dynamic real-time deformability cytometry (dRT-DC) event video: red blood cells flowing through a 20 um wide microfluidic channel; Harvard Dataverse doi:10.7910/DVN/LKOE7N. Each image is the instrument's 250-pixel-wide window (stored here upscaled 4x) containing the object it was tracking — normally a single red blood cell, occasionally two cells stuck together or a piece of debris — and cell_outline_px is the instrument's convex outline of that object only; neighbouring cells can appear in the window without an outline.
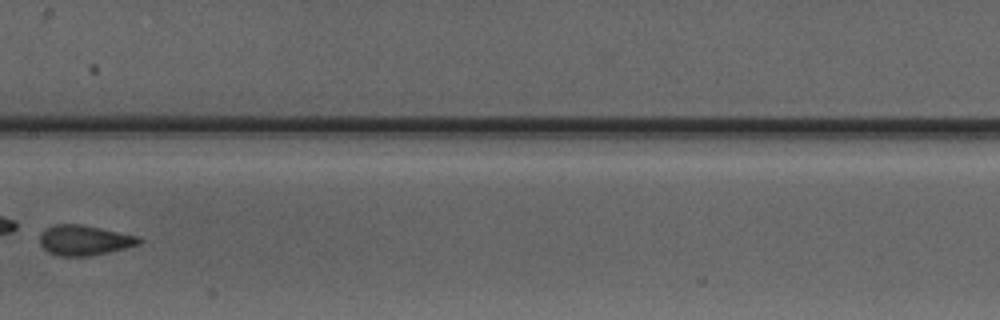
{"species": "Egyptian fruit bat (a non-hibernating species)", "species_latin": "Rousettus aegyptiacus", "temperature_condition": "warm", "stored_images_in_passage": 8, "camera_frame_rate_fps": 3000, "um_per_image_px": 0.085, "animal": {"sex": "male"}, "frame": {"image": 1, "passage_image": 7, "time_ms": 7.333, "image_size_px": [1000, 320], "cell_outline_px": [[144, 240], [140, 244], [92, 256], [60, 256], [48, 252], [40, 244], [40, 232], [44, 228], [56, 224], [80, 224], [140, 236]], "centroid_in_image_um": [7.17, 20.41], "position_along_channel_um": 200.2, "area_um2": 17.57}}
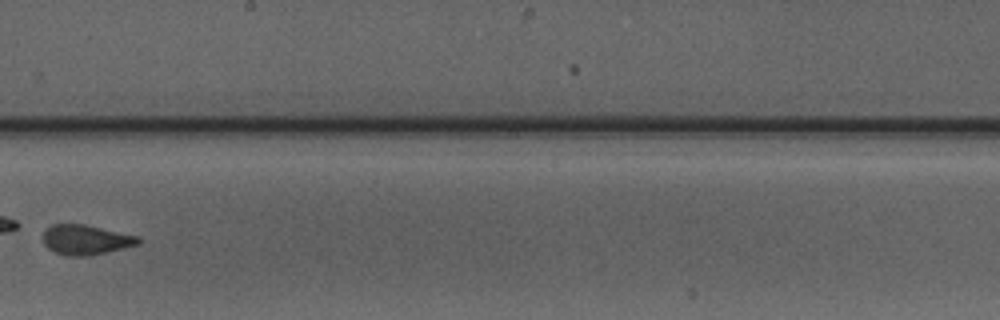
{"frame": {"image": 2, "passage_image": 8, "time_ms": 8.333, "image_size_px": [1000, 320], "cell_outline_px": [[140, 244], [124, 248], [84, 256], [68, 256], [56, 252], [48, 248], [44, 244], [44, 232], [52, 224], [84, 224], [140, 236]], "centroid_in_image_um": [7.32, 20.37], "position_along_channel_um": 240.9, "area_um2": 16.42}}